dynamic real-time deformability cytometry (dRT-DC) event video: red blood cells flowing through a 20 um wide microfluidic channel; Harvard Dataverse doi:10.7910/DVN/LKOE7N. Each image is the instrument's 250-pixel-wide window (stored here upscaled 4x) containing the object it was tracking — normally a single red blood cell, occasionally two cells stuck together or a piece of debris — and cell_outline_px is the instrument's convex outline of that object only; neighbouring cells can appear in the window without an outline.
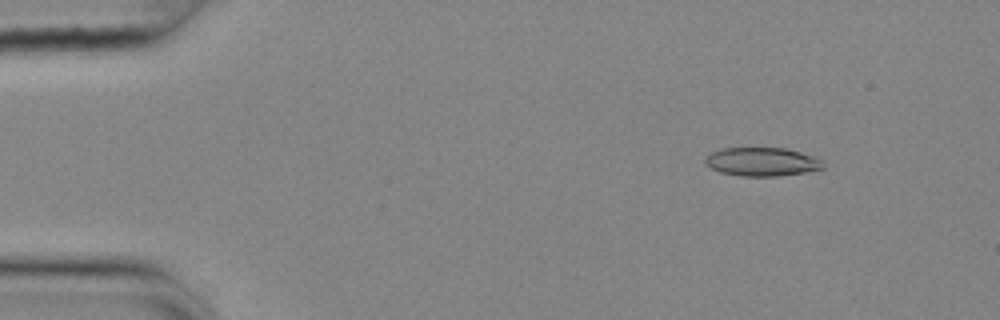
{"species": "common noctule bat (a hibernating species)", "species_latin": "Nyctalus noctula", "temperature_condition": "cold", "stored_images_in_passage": 51, "camera_frame_rate_fps": 3000, "um_per_image_px": 0.085, "animal": {"sex": "female", "body_mass_g": 25.1}, "frame": {"image": 1, "passage_image": 3, "time_ms": 0.667, "image_size_px": [1000, 320], "cell_outline_px": [[824, 168], [804, 172], [776, 176], [740, 176], [720, 172], [704, 164], [704, 160], [712, 152], [720, 148], [784, 148], [800, 152], [824, 160]], "centroid_in_image_um": [64.76, 13.75], "position_along_channel_um": 20.2, "area_um2": 19.59}}
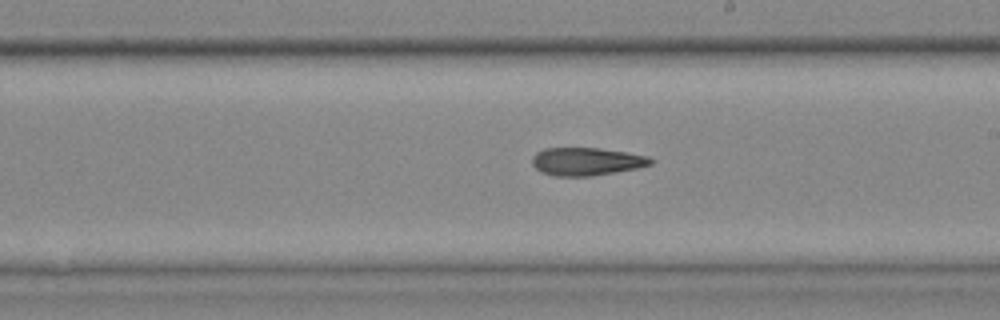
{"frame": {"image": 2, "passage_image": 28, "time_ms": 9.0, "image_size_px": [1000, 320], "cell_outline_px": [[656, 160], [652, 164], [636, 168], [616, 172], [592, 176], [556, 176], [540, 172], [532, 164], [532, 156], [536, 152], [544, 148], [600, 148], [628, 152], [648, 156]], "centroid_in_image_um": [49.86, 13.72], "position_along_channel_um": 239.1, "area_um2": 19.48}}
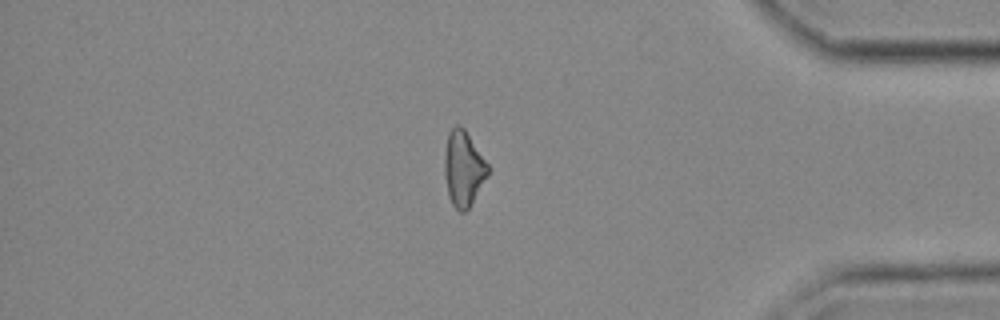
{"frame": {"image": 3, "passage_image": 43, "time_ms": 14.0, "image_size_px": [1000, 320], "cell_outline_px": [[488, 176], [468, 208], [464, 212], [460, 212], [452, 204], [448, 196], [444, 172], [444, 156], [448, 132], [456, 124], [460, 124], [464, 128], [488, 164]], "centroid_in_image_um": [39.37, 14.31], "position_along_channel_um": 395.8, "area_um2": 18.96}}